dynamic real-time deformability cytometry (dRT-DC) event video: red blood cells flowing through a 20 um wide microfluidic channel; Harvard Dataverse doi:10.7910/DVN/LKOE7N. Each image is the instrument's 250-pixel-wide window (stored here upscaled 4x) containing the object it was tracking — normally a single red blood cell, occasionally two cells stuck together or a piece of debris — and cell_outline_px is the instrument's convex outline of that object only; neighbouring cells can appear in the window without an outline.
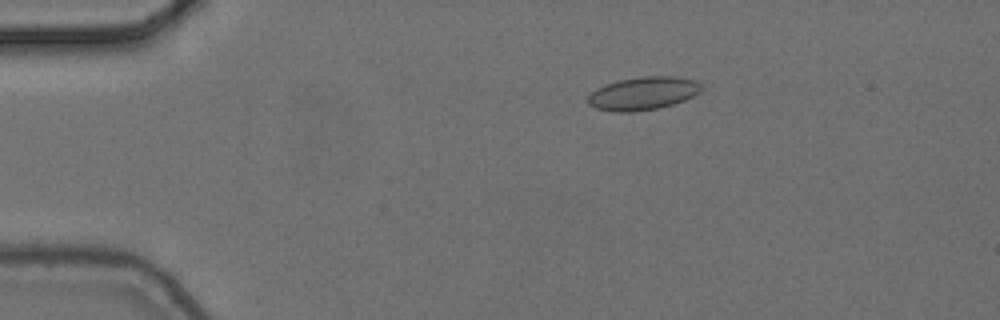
{"species": "common noctule bat (a hibernating species)", "species_latin": "Nyctalus noctula", "temperature_condition": "cold", "stored_images_in_passage": 3, "camera_frame_rate_fps": 3000, "um_per_image_px": 0.085, "animal": {"sex": "female", "body_mass_g": 24.6, "forearm_length_mm": 56.2}, "frame": {"image": 1, "passage_image": 1, "time_ms": 0.0, "image_size_px": [1000, 320], "cell_outline_px": [[700, 92], [684, 100], [672, 104], [656, 108], [632, 112], [612, 112], [596, 108], [588, 104], [588, 96], [596, 88], [604, 84], [620, 80], [644, 76], [676, 76], [696, 80], [700, 84]], "centroid_in_image_um": [54.63, 7.93], "position_along_channel_um": 30.4, "area_um2": 21.79}}
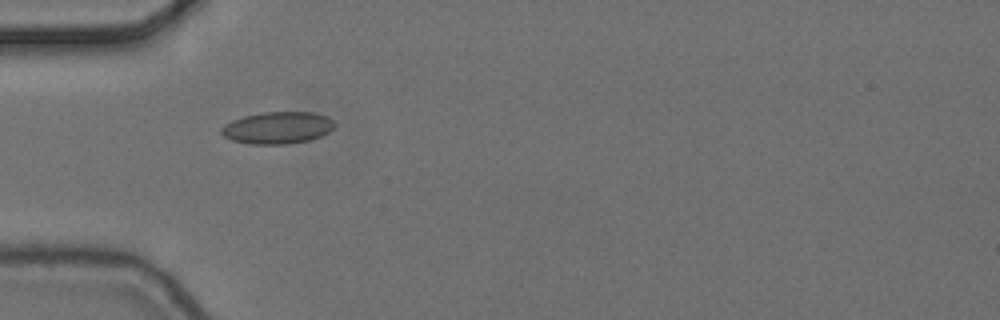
{"frame": {"image": 2, "passage_image": 3, "time_ms": 0.667, "image_size_px": [1000, 320], "cell_outline_px": [[336, 124], [328, 132], [320, 136], [308, 140], [288, 144], [248, 144], [232, 140], [224, 136], [220, 132], [220, 128], [224, 124], [232, 120], [244, 116], [264, 112], [316, 112], [328, 116]], "centroid_in_image_um": [23.58, 10.85], "position_along_channel_um": 61.4, "area_um2": 21.21}}